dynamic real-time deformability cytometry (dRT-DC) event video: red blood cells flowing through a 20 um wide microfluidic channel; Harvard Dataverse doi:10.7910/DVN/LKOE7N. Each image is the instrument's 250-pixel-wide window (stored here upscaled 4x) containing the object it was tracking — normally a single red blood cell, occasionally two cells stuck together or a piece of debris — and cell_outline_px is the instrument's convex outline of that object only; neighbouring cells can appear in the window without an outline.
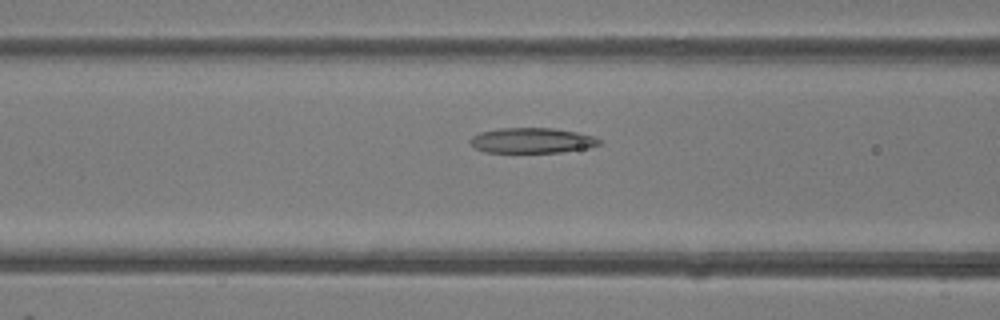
{"species": "common noctule bat (a hibernating species)", "species_latin": "Nyctalus noctula", "temperature_condition": "room temperature", "stored_images_in_passage": 20, "camera_frame_rate_fps": 3000, "um_per_image_px": 0.085, "animal": {"sex": "female"}, "frame": {"image": 1, "passage_image": 12, "time_ms": 3.667, "image_size_px": [1000, 320], "cell_outline_px": [[600, 144], [588, 148], [560, 152], [484, 152], [476, 148], [468, 140], [472, 136], [480, 132], [500, 128], [552, 128], [576, 132], [592, 136], [600, 140]], "centroid_in_image_um": [45.19, 11.94], "position_along_channel_um": 121.4, "area_um2": 18.84}}
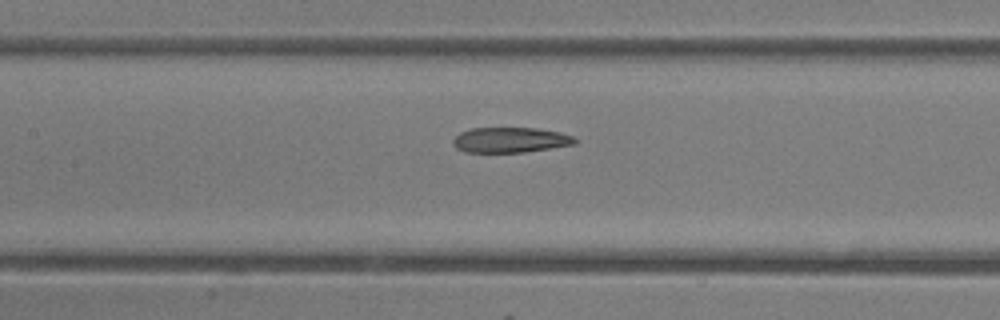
{"frame": {"image": 2, "passage_image": 15, "time_ms": 4.667, "image_size_px": [1000, 320], "cell_outline_px": [[576, 144], [524, 152], [464, 152], [456, 148], [452, 144], [452, 140], [460, 132], [472, 128], [536, 128], [560, 132], [572, 136], [576, 140]], "centroid_in_image_um": [43.35, 11.89], "position_along_channel_um": 164.1, "area_um2": 17.92}}
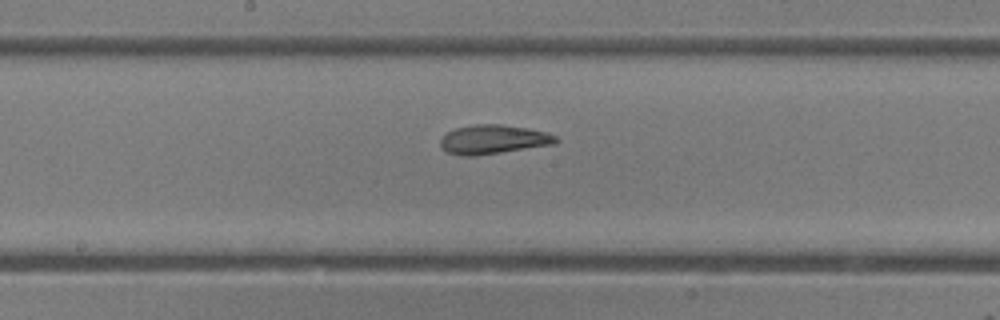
{"frame": {"image": 3, "passage_image": 18, "time_ms": 5.667, "image_size_px": [1000, 320], "cell_outline_px": [[560, 140], [552, 144], [476, 156], [460, 156], [448, 152], [440, 148], [440, 140], [448, 132], [456, 128], [472, 124], [500, 124], [528, 128], [548, 132], [556, 136]], "centroid_in_image_um": [41.91, 11.85], "position_along_channel_um": 206.3, "area_um2": 19.59}}